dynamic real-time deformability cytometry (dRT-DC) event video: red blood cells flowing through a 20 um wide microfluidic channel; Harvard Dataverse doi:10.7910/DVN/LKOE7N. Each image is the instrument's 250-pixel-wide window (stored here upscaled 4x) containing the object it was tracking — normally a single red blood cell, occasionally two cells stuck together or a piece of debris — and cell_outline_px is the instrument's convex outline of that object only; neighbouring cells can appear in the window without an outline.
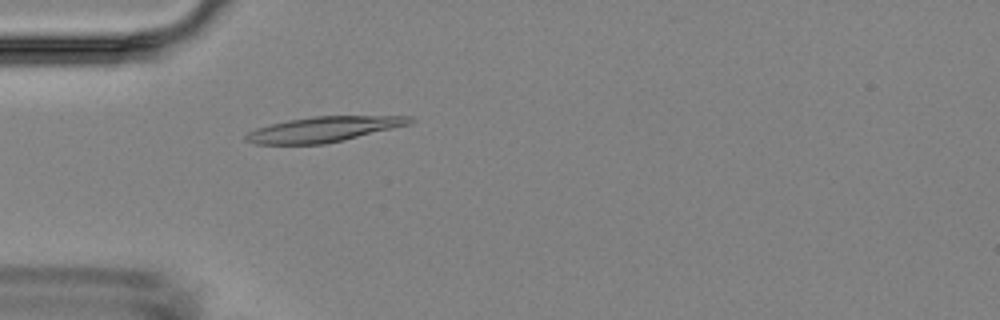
{"species": "Egyptian fruit bat (a non-hibernating species)", "species_latin": "Rousettus aegyptiacus", "temperature_condition": "room temperature", "stored_images_in_passage": 5, "camera_frame_rate_fps": 3000, "um_per_image_px": 0.085, "animal": {"sex": "female"}, "frame": {"image": 1, "passage_image": 5, "time_ms": 4.333, "image_size_px": [1000, 320], "cell_outline_px": [[416, 120], [412, 124], [344, 140], [324, 144], [256, 144], [244, 140], [244, 136], [248, 132], [256, 128], [288, 120], [316, 116], [412, 116]], "centroid_in_image_um": [27.55, 10.99], "position_along_channel_um": 57.4, "area_um2": 24.16}}